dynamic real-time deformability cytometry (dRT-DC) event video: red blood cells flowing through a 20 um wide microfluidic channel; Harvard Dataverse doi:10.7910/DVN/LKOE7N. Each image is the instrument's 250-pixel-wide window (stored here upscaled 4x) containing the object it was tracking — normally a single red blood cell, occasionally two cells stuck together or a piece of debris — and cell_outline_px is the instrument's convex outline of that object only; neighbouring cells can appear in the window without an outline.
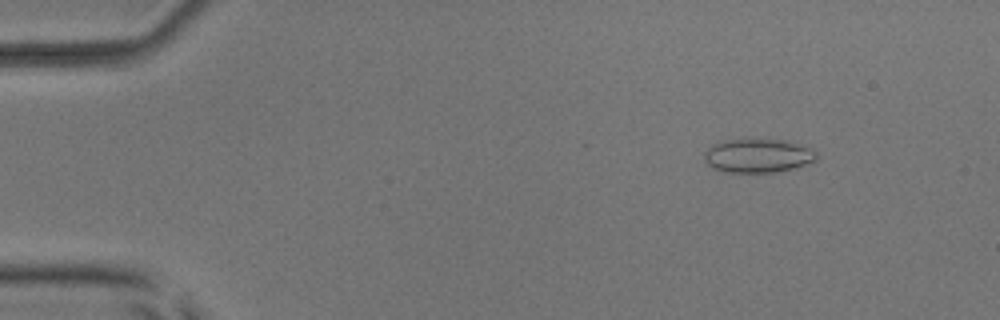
{"species": "common noctule bat (a hibernating species)", "species_latin": "Nyctalus noctula", "temperature_condition": "room temperature", "stored_images_in_passage": 54, "camera_frame_rate_fps": 3000, "um_per_image_px": 0.085, "animal": {"sex": "male", "body_mass_g": 17.9, "forearm_length_mm": 54.2}, "frame": {"image": 1, "passage_image": 7, "time_ms": 2.0, "image_size_px": [1000, 320], "cell_outline_px": [[816, 156], [812, 160], [788, 168], [768, 172], [732, 172], [716, 168], [708, 164], [704, 156], [704, 152], [716, 144], [732, 140], [772, 140], [792, 144], [804, 148]], "centroid_in_image_um": [64.27, 13.25], "position_along_channel_um": 20.7, "area_um2": 20.11}}
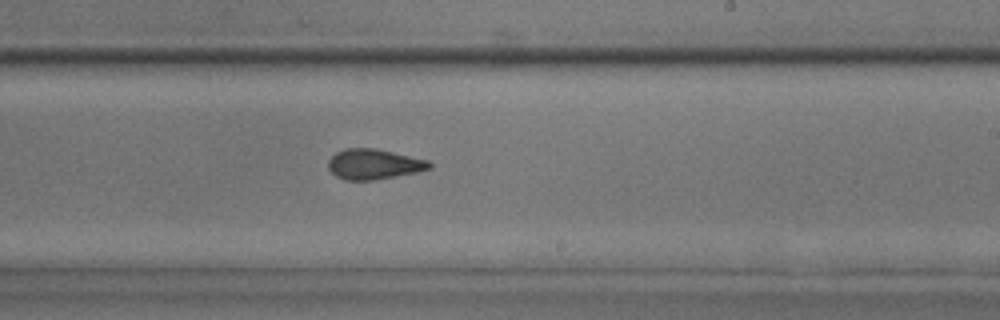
{"frame": {"image": 2, "passage_image": 33, "time_ms": 10.667, "image_size_px": [1000, 320], "cell_outline_px": [[432, 168], [416, 172], [372, 180], [344, 180], [336, 176], [328, 168], [328, 160], [336, 152], [344, 148], [376, 148], [428, 160], [432, 164]], "centroid_in_image_um": [31.76, 13.95], "position_along_channel_um": 257.2, "area_um2": 17.8}}
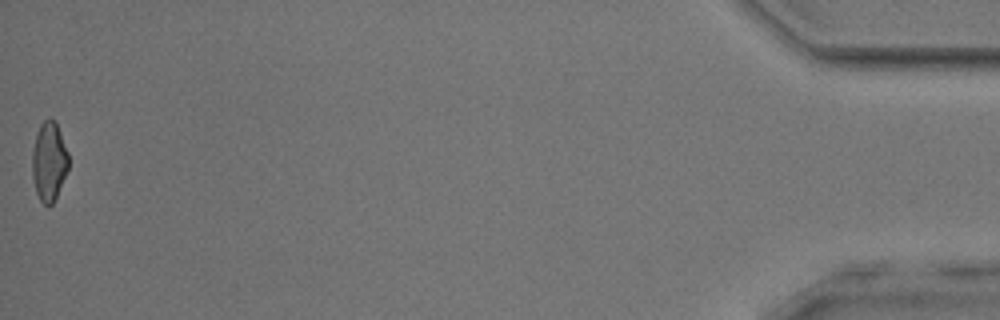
{"frame": {"image": 3, "passage_image": 54, "time_ms": 17.667, "image_size_px": [1000, 320], "cell_outline_px": [[68, 168], [56, 196], [52, 204], [48, 208], [40, 200], [36, 192], [32, 176], [32, 152], [36, 132], [40, 124], [48, 116], [56, 120], [68, 152]], "centroid_in_image_um": [4.15, 13.68], "position_along_channel_um": 431.0, "area_um2": 16.94}, "authors_computed_cell_mechanics": {"area_um2": 17.8313, "velocity_mm_per_s": 3.8491, "shape_relaxation_time_tau1_ms": 4.1962, "shape_relaxation_time_tau2_ms": 2.3674, "deformation_change_tau1": 0.1351, "deformation_change_tau2": 0.1071}}